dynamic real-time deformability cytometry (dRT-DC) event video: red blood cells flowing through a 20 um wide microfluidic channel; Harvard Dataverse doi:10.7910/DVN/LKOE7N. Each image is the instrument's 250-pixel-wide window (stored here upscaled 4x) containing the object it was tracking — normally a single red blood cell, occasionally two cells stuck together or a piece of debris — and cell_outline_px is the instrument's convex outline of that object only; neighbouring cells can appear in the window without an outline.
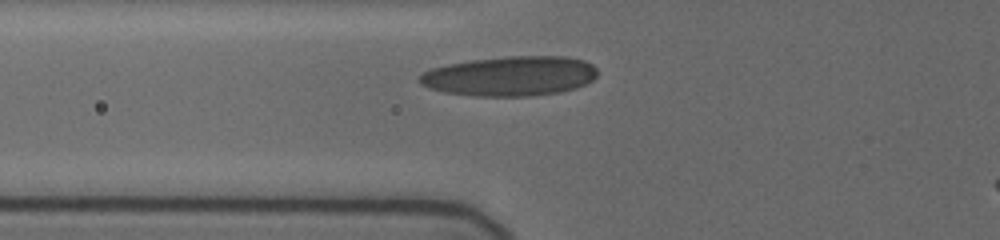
{"species": "human", "species_latin": "Homo sapiens", "temperature_condition": "cold", "stored_images_in_passage": 3, "camera_frame_rate_fps": 3000, "um_per_image_px": 0.085, "donor": {"sex": "female"}, "frame": {"image": 1, "passage_image": 3, "time_ms": 1.667, "image_size_px": [1000, 240], "cell_outline_px": [[596, 76], [592, 80], [576, 88], [560, 92], [532, 96], [472, 96], [444, 92], [428, 88], [420, 84], [416, 80], [424, 72], [432, 68], [448, 64], [472, 60], [508, 56], [564, 56], [584, 60], [592, 64], [596, 68]], "centroid_in_image_um": [43.34, 6.47], "position_along_channel_um": 82.5, "area_um2": 41.33}}